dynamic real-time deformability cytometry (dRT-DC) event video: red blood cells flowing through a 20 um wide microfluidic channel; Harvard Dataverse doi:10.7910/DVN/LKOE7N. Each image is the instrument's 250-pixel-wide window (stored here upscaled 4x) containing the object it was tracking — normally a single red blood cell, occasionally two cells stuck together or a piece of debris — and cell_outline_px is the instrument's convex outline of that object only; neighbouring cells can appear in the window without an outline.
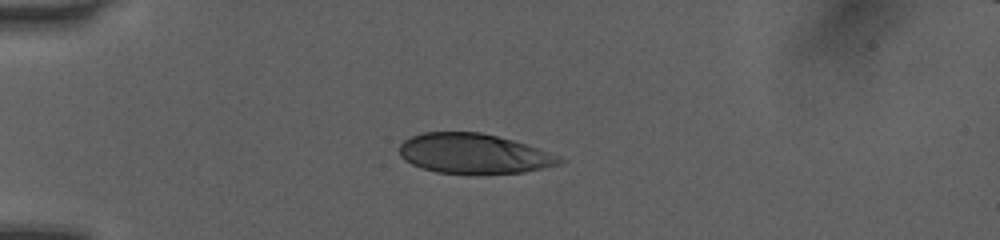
{"species": "human", "species_latin": "Homo sapiens", "temperature_condition": "room temperature", "stored_images_in_passage": 3, "camera_frame_rate_fps": 3000, "um_per_image_px": 0.085, "donor": {"sex": "female"}, "frame": {"image": 1, "passage_image": 1, "time_ms": 0.0, "image_size_px": [1000, 240], "cell_outline_px": [[564, 160], [560, 164], [544, 168], [524, 172], [476, 176], [472, 176], [436, 172], [420, 168], [404, 160], [400, 156], [400, 144], [404, 140], [412, 136], [424, 132], [480, 132], [512, 140], [536, 148], [556, 156]], "centroid_in_image_um": [40.22, 13.1], "position_along_channel_um": 44.8, "area_um2": 37.69}}
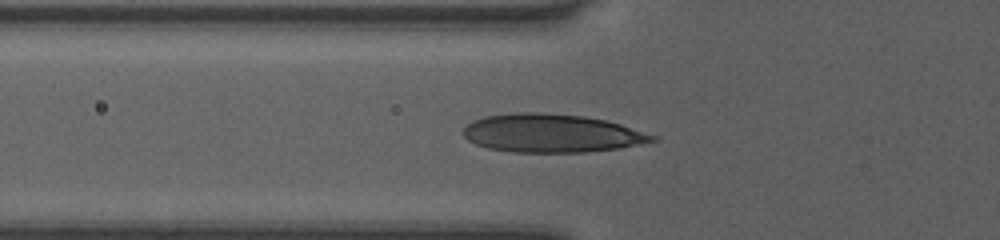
{"frame": {"image": 2, "passage_image": 3, "time_ms": 0.667, "image_size_px": [1000, 240], "cell_outline_px": [[656, 140], [620, 148], [584, 152], [512, 152], [488, 148], [476, 144], [468, 140], [464, 136], [464, 128], [472, 120], [484, 116], [512, 112], [536, 112], [584, 116], [608, 120], [656, 136]], "centroid_in_image_um": [46.85, 11.32], "position_along_channel_um": 79.0, "area_um2": 42.14}}